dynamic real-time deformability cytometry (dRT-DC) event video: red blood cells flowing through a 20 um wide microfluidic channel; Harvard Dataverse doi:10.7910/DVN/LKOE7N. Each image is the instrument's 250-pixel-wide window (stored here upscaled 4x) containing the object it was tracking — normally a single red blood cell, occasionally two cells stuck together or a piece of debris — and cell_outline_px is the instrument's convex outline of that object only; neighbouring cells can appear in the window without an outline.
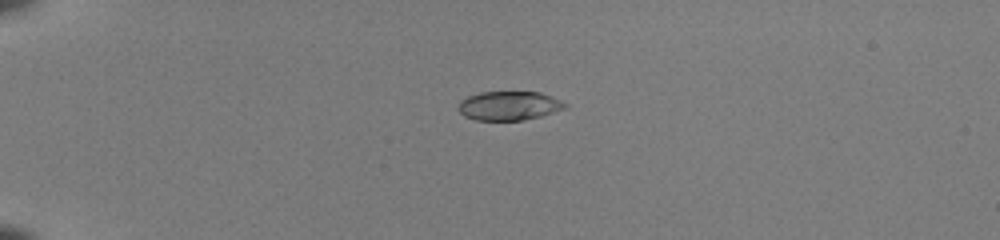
{"species": "common noctule bat (a hibernating species)", "species_latin": "Nyctalus noctula", "temperature_condition": "room temperature", "stored_images_in_passage": 46, "camera_frame_rate_fps": 3000, "um_per_image_px": 0.085, "animal": {"sex": "female", "body_mass_g": 22.0, "forearm_length_mm": 56.7}, "frame": {"image": 1, "passage_image": 9, "time_ms": 2.667, "image_size_px": [1000, 240], "cell_outline_px": [[568, 104], [564, 108], [540, 116], [520, 120], [476, 120], [464, 116], [456, 108], [460, 100], [468, 96], [480, 92], [540, 92]], "centroid_in_image_um": [43.19, 8.98], "position_along_channel_um": 41.8, "area_um2": 17.86}}
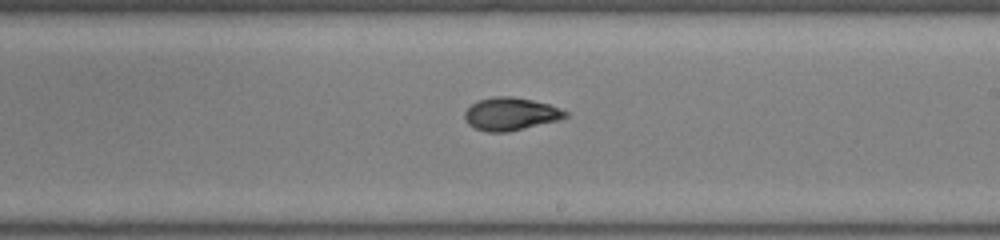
{"frame": {"image": 2, "passage_image": 28, "time_ms": 9.0, "image_size_px": [1000, 240], "cell_outline_px": [[568, 116], [556, 120], [508, 132], [488, 132], [476, 128], [468, 124], [464, 116], [464, 112], [472, 104], [480, 100], [496, 96], [512, 96], [532, 100], [548, 104], [560, 108], [568, 112]], "centroid_in_image_um": [43.39, 9.68], "position_along_channel_um": 245.6, "area_um2": 18.96}}
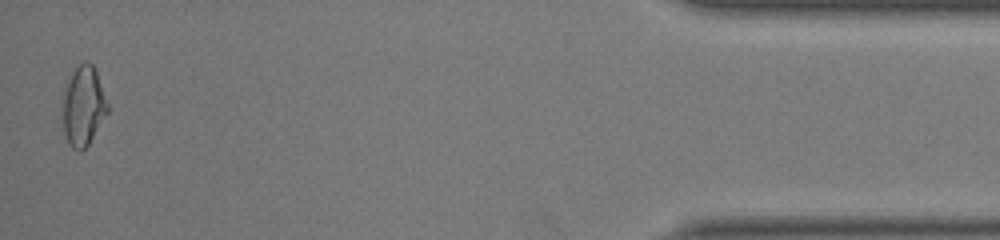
{"frame": {"image": 3, "passage_image": 46, "time_ms": 15.0, "image_size_px": [1000, 240], "cell_outline_px": [[108, 112], [88, 144], [80, 152], [72, 148], [64, 132], [64, 96], [72, 72], [80, 64], [88, 60], [92, 64], [96, 72], [108, 104]], "centroid_in_image_um": [7.11, 9.02], "position_along_channel_um": 428.1, "area_um2": 20.06}, "authors_computed_cell_mechanics": {"area_um2": 19.2185, "velocity_mm_per_s": 4.1088, "shape_relaxation_time_tau1_ms": 3.1604, "shape_relaxation_time_tau2_ms": 1.7451, "deformation_change_tau1": 0.1778, "deformation_change_tau2": 0.0636}}